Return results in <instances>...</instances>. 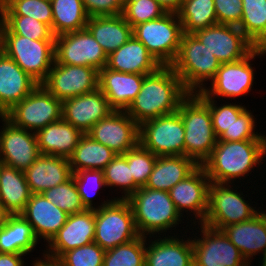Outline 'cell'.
Wrapping results in <instances>:
<instances>
[{
  "label": "cell",
  "instance_id": "ac0fdd59",
  "mask_svg": "<svg viewBox=\"0 0 266 266\" xmlns=\"http://www.w3.org/2000/svg\"><path fill=\"white\" fill-rule=\"evenodd\" d=\"M86 134L117 154H124L139 144V125L126 111L113 110Z\"/></svg>",
  "mask_w": 266,
  "mask_h": 266
},
{
  "label": "cell",
  "instance_id": "f5cc1de1",
  "mask_svg": "<svg viewBox=\"0 0 266 266\" xmlns=\"http://www.w3.org/2000/svg\"><path fill=\"white\" fill-rule=\"evenodd\" d=\"M166 12L177 13L184 0H156Z\"/></svg>",
  "mask_w": 266,
  "mask_h": 266
},
{
  "label": "cell",
  "instance_id": "ee69618b",
  "mask_svg": "<svg viewBox=\"0 0 266 266\" xmlns=\"http://www.w3.org/2000/svg\"><path fill=\"white\" fill-rule=\"evenodd\" d=\"M166 13L156 0H126L122 15L133 28L138 24L158 19Z\"/></svg>",
  "mask_w": 266,
  "mask_h": 266
},
{
  "label": "cell",
  "instance_id": "d6986e66",
  "mask_svg": "<svg viewBox=\"0 0 266 266\" xmlns=\"http://www.w3.org/2000/svg\"><path fill=\"white\" fill-rule=\"evenodd\" d=\"M94 238L95 209L71 214L65 225L48 243L47 251L44 250L42 257L56 261L64 252L90 244Z\"/></svg>",
  "mask_w": 266,
  "mask_h": 266
},
{
  "label": "cell",
  "instance_id": "4dcf8cb0",
  "mask_svg": "<svg viewBox=\"0 0 266 266\" xmlns=\"http://www.w3.org/2000/svg\"><path fill=\"white\" fill-rule=\"evenodd\" d=\"M86 29L109 55L132 36V27L123 15L89 17Z\"/></svg>",
  "mask_w": 266,
  "mask_h": 266
},
{
  "label": "cell",
  "instance_id": "8992f818",
  "mask_svg": "<svg viewBox=\"0 0 266 266\" xmlns=\"http://www.w3.org/2000/svg\"><path fill=\"white\" fill-rule=\"evenodd\" d=\"M0 50L41 84L55 61V40H31L11 33L0 22Z\"/></svg>",
  "mask_w": 266,
  "mask_h": 266
},
{
  "label": "cell",
  "instance_id": "30bf717a",
  "mask_svg": "<svg viewBox=\"0 0 266 266\" xmlns=\"http://www.w3.org/2000/svg\"><path fill=\"white\" fill-rule=\"evenodd\" d=\"M4 116L15 126L36 132L62 119V101L39 84Z\"/></svg>",
  "mask_w": 266,
  "mask_h": 266
},
{
  "label": "cell",
  "instance_id": "7c38bea8",
  "mask_svg": "<svg viewBox=\"0 0 266 266\" xmlns=\"http://www.w3.org/2000/svg\"><path fill=\"white\" fill-rule=\"evenodd\" d=\"M266 52L260 47H255L243 59L223 63L211 80L210 88L204 87L202 91L195 93L199 98H216L218 96L227 98H236L245 96L250 92L254 82V70L250 60L256 56L265 55ZM216 96V97H215Z\"/></svg>",
  "mask_w": 266,
  "mask_h": 266
},
{
  "label": "cell",
  "instance_id": "44dd1931",
  "mask_svg": "<svg viewBox=\"0 0 266 266\" xmlns=\"http://www.w3.org/2000/svg\"><path fill=\"white\" fill-rule=\"evenodd\" d=\"M112 111L107 98L99 88L62 101V118L83 134Z\"/></svg>",
  "mask_w": 266,
  "mask_h": 266
},
{
  "label": "cell",
  "instance_id": "7bdbcfd3",
  "mask_svg": "<svg viewBox=\"0 0 266 266\" xmlns=\"http://www.w3.org/2000/svg\"><path fill=\"white\" fill-rule=\"evenodd\" d=\"M122 155L127 159L134 183L139 188L144 187L158 156L145 149L140 143Z\"/></svg>",
  "mask_w": 266,
  "mask_h": 266
},
{
  "label": "cell",
  "instance_id": "74e56055",
  "mask_svg": "<svg viewBox=\"0 0 266 266\" xmlns=\"http://www.w3.org/2000/svg\"><path fill=\"white\" fill-rule=\"evenodd\" d=\"M0 16H29L47 24L52 31V4L50 0H5Z\"/></svg>",
  "mask_w": 266,
  "mask_h": 266
},
{
  "label": "cell",
  "instance_id": "4fadbf2b",
  "mask_svg": "<svg viewBox=\"0 0 266 266\" xmlns=\"http://www.w3.org/2000/svg\"><path fill=\"white\" fill-rule=\"evenodd\" d=\"M55 62L103 69L108 55L85 28L55 37Z\"/></svg>",
  "mask_w": 266,
  "mask_h": 266
},
{
  "label": "cell",
  "instance_id": "d4e9b609",
  "mask_svg": "<svg viewBox=\"0 0 266 266\" xmlns=\"http://www.w3.org/2000/svg\"><path fill=\"white\" fill-rule=\"evenodd\" d=\"M25 178L32 194H42L72 177L69 159L40 154L25 171Z\"/></svg>",
  "mask_w": 266,
  "mask_h": 266
},
{
  "label": "cell",
  "instance_id": "cb8c5ba5",
  "mask_svg": "<svg viewBox=\"0 0 266 266\" xmlns=\"http://www.w3.org/2000/svg\"><path fill=\"white\" fill-rule=\"evenodd\" d=\"M21 215L31 224L37 239L49 243L65 225L68 214L42 194H32Z\"/></svg>",
  "mask_w": 266,
  "mask_h": 266
},
{
  "label": "cell",
  "instance_id": "1f68e13d",
  "mask_svg": "<svg viewBox=\"0 0 266 266\" xmlns=\"http://www.w3.org/2000/svg\"><path fill=\"white\" fill-rule=\"evenodd\" d=\"M38 242L31 224L21 214L10 215L0 226V253L27 255Z\"/></svg>",
  "mask_w": 266,
  "mask_h": 266
},
{
  "label": "cell",
  "instance_id": "277c9868",
  "mask_svg": "<svg viewBox=\"0 0 266 266\" xmlns=\"http://www.w3.org/2000/svg\"><path fill=\"white\" fill-rule=\"evenodd\" d=\"M177 112L184 124L185 156L202 165L217 143L210 109L195 93H190Z\"/></svg>",
  "mask_w": 266,
  "mask_h": 266
},
{
  "label": "cell",
  "instance_id": "d590c367",
  "mask_svg": "<svg viewBox=\"0 0 266 266\" xmlns=\"http://www.w3.org/2000/svg\"><path fill=\"white\" fill-rule=\"evenodd\" d=\"M177 15L187 34L218 23L214 0H184Z\"/></svg>",
  "mask_w": 266,
  "mask_h": 266
},
{
  "label": "cell",
  "instance_id": "f35d334b",
  "mask_svg": "<svg viewBox=\"0 0 266 266\" xmlns=\"http://www.w3.org/2000/svg\"><path fill=\"white\" fill-rule=\"evenodd\" d=\"M147 237L136 239L105 251L103 266H145Z\"/></svg>",
  "mask_w": 266,
  "mask_h": 266
},
{
  "label": "cell",
  "instance_id": "f1b7e54d",
  "mask_svg": "<svg viewBox=\"0 0 266 266\" xmlns=\"http://www.w3.org/2000/svg\"><path fill=\"white\" fill-rule=\"evenodd\" d=\"M40 154L69 158L83 133L63 118L35 132Z\"/></svg>",
  "mask_w": 266,
  "mask_h": 266
},
{
  "label": "cell",
  "instance_id": "60d3db41",
  "mask_svg": "<svg viewBox=\"0 0 266 266\" xmlns=\"http://www.w3.org/2000/svg\"><path fill=\"white\" fill-rule=\"evenodd\" d=\"M103 171L106 186H116L123 191L119 199H127L139 189L134 183L127 159L122 154H117Z\"/></svg>",
  "mask_w": 266,
  "mask_h": 266
},
{
  "label": "cell",
  "instance_id": "8fae6325",
  "mask_svg": "<svg viewBox=\"0 0 266 266\" xmlns=\"http://www.w3.org/2000/svg\"><path fill=\"white\" fill-rule=\"evenodd\" d=\"M185 131L178 112L147 120L139 126V143L156 156H185Z\"/></svg>",
  "mask_w": 266,
  "mask_h": 266
},
{
  "label": "cell",
  "instance_id": "4316f807",
  "mask_svg": "<svg viewBox=\"0 0 266 266\" xmlns=\"http://www.w3.org/2000/svg\"><path fill=\"white\" fill-rule=\"evenodd\" d=\"M164 234L163 238L149 240L150 244L146 241L145 266H194L192 238L185 240Z\"/></svg>",
  "mask_w": 266,
  "mask_h": 266
},
{
  "label": "cell",
  "instance_id": "9c48e42d",
  "mask_svg": "<svg viewBox=\"0 0 266 266\" xmlns=\"http://www.w3.org/2000/svg\"><path fill=\"white\" fill-rule=\"evenodd\" d=\"M236 191L229 183L211 182L204 225L222 230L228 225L248 221L260 212L244 200L241 191Z\"/></svg>",
  "mask_w": 266,
  "mask_h": 266
},
{
  "label": "cell",
  "instance_id": "484cf974",
  "mask_svg": "<svg viewBox=\"0 0 266 266\" xmlns=\"http://www.w3.org/2000/svg\"><path fill=\"white\" fill-rule=\"evenodd\" d=\"M227 238L250 262L253 256L266 253V212L260 211L252 219L228 225L222 229ZM251 258V259H250Z\"/></svg>",
  "mask_w": 266,
  "mask_h": 266
},
{
  "label": "cell",
  "instance_id": "8d00e7d4",
  "mask_svg": "<svg viewBox=\"0 0 266 266\" xmlns=\"http://www.w3.org/2000/svg\"><path fill=\"white\" fill-rule=\"evenodd\" d=\"M242 19L238 28L255 46L266 42V0H242Z\"/></svg>",
  "mask_w": 266,
  "mask_h": 266
},
{
  "label": "cell",
  "instance_id": "11a10c76",
  "mask_svg": "<svg viewBox=\"0 0 266 266\" xmlns=\"http://www.w3.org/2000/svg\"><path fill=\"white\" fill-rule=\"evenodd\" d=\"M9 216H10V213L5 209V207L3 206L0 200V226L6 222Z\"/></svg>",
  "mask_w": 266,
  "mask_h": 266
},
{
  "label": "cell",
  "instance_id": "816d5d0a",
  "mask_svg": "<svg viewBox=\"0 0 266 266\" xmlns=\"http://www.w3.org/2000/svg\"><path fill=\"white\" fill-rule=\"evenodd\" d=\"M24 254L0 253V266H24Z\"/></svg>",
  "mask_w": 266,
  "mask_h": 266
},
{
  "label": "cell",
  "instance_id": "52a82bcc",
  "mask_svg": "<svg viewBox=\"0 0 266 266\" xmlns=\"http://www.w3.org/2000/svg\"><path fill=\"white\" fill-rule=\"evenodd\" d=\"M139 233L129 202L118 197L104 200L95 209V238L104 251L136 239Z\"/></svg>",
  "mask_w": 266,
  "mask_h": 266
},
{
  "label": "cell",
  "instance_id": "5b68a950",
  "mask_svg": "<svg viewBox=\"0 0 266 266\" xmlns=\"http://www.w3.org/2000/svg\"><path fill=\"white\" fill-rule=\"evenodd\" d=\"M221 63L193 34L183 33L178 54L170 65L189 93H198L212 80Z\"/></svg>",
  "mask_w": 266,
  "mask_h": 266
},
{
  "label": "cell",
  "instance_id": "603a6c76",
  "mask_svg": "<svg viewBox=\"0 0 266 266\" xmlns=\"http://www.w3.org/2000/svg\"><path fill=\"white\" fill-rule=\"evenodd\" d=\"M145 75L123 73L106 66L99 70L98 88L116 111H126L141 90Z\"/></svg>",
  "mask_w": 266,
  "mask_h": 266
},
{
  "label": "cell",
  "instance_id": "3957f363",
  "mask_svg": "<svg viewBox=\"0 0 266 266\" xmlns=\"http://www.w3.org/2000/svg\"><path fill=\"white\" fill-rule=\"evenodd\" d=\"M126 200L131 206L134 223L141 236L152 237L154 234L167 232L182 221L183 216L167 191L152 190L144 186Z\"/></svg>",
  "mask_w": 266,
  "mask_h": 266
},
{
  "label": "cell",
  "instance_id": "9a60e30c",
  "mask_svg": "<svg viewBox=\"0 0 266 266\" xmlns=\"http://www.w3.org/2000/svg\"><path fill=\"white\" fill-rule=\"evenodd\" d=\"M99 71L93 67L59 64L54 61L41 83L61 101L92 92L98 88Z\"/></svg>",
  "mask_w": 266,
  "mask_h": 266
},
{
  "label": "cell",
  "instance_id": "7402d4cb",
  "mask_svg": "<svg viewBox=\"0 0 266 266\" xmlns=\"http://www.w3.org/2000/svg\"><path fill=\"white\" fill-rule=\"evenodd\" d=\"M39 83L0 50V116L29 95Z\"/></svg>",
  "mask_w": 266,
  "mask_h": 266
},
{
  "label": "cell",
  "instance_id": "7dc6e473",
  "mask_svg": "<svg viewBox=\"0 0 266 266\" xmlns=\"http://www.w3.org/2000/svg\"><path fill=\"white\" fill-rule=\"evenodd\" d=\"M82 203L86 209H96L92 203L98 189L106 187L103 170H80L72 174ZM91 185V186H90ZM92 189V190H91ZM92 191V192H91Z\"/></svg>",
  "mask_w": 266,
  "mask_h": 266
},
{
  "label": "cell",
  "instance_id": "2e32d148",
  "mask_svg": "<svg viewBox=\"0 0 266 266\" xmlns=\"http://www.w3.org/2000/svg\"><path fill=\"white\" fill-rule=\"evenodd\" d=\"M193 35L221 64L239 61L255 48L238 26L234 25L217 23Z\"/></svg>",
  "mask_w": 266,
  "mask_h": 266
},
{
  "label": "cell",
  "instance_id": "680465c9",
  "mask_svg": "<svg viewBox=\"0 0 266 266\" xmlns=\"http://www.w3.org/2000/svg\"><path fill=\"white\" fill-rule=\"evenodd\" d=\"M2 165H3V162L0 160V171H1Z\"/></svg>",
  "mask_w": 266,
  "mask_h": 266
},
{
  "label": "cell",
  "instance_id": "6da1fadb",
  "mask_svg": "<svg viewBox=\"0 0 266 266\" xmlns=\"http://www.w3.org/2000/svg\"><path fill=\"white\" fill-rule=\"evenodd\" d=\"M189 94L171 66H160L145 75L141 90L126 113L140 126L147 120L177 112Z\"/></svg>",
  "mask_w": 266,
  "mask_h": 266
},
{
  "label": "cell",
  "instance_id": "6f0895ef",
  "mask_svg": "<svg viewBox=\"0 0 266 266\" xmlns=\"http://www.w3.org/2000/svg\"><path fill=\"white\" fill-rule=\"evenodd\" d=\"M260 48L266 52V42Z\"/></svg>",
  "mask_w": 266,
  "mask_h": 266
},
{
  "label": "cell",
  "instance_id": "7a4b0ae2",
  "mask_svg": "<svg viewBox=\"0 0 266 266\" xmlns=\"http://www.w3.org/2000/svg\"><path fill=\"white\" fill-rule=\"evenodd\" d=\"M266 155V140L220 141L202 163L208 178L232 185L237 178L249 176ZM248 174V175H247ZM233 181V182H232ZM232 182V183H231Z\"/></svg>",
  "mask_w": 266,
  "mask_h": 266
},
{
  "label": "cell",
  "instance_id": "83f0119b",
  "mask_svg": "<svg viewBox=\"0 0 266 266\" xmlns=\"http://www.w3.org/2000/svg\"><path fill=\"white\" fill-rule=\"evenodd\" d=\"M161 65L133 35L108 55L106 67L123 73L150 74Z\"/></svg>",
  "mask_w": 266,
  "mask_h": 266
},
{
  "label": "cell",
  "instance_id": "681fc988",
  "mask_svg": "<svg viewBox=\"0 0 266 266\" xmlns=\"http://www.w3.org/2000/svg\"><path fill=\"white\" fill-rule=\"evenodd\" d=\"M217 21L220 24L239 26L242 19V0H214Z\"/></svg>",
  "mask_w": 266,
  "mask_h": 266
},
{
  "label": "cell",
  "instance_id": "91938a15",
  "mask_svg": "<svg viewBox=\"0 0 266 266\" xmlns=\"http://www.w3.org/2000/svg\"><path fill=\"white\" fill-rule=\"evenodd\" d=\"M5 0H0V8H1V4L4 2Z\"/></svg>",
  "mask_w": 266,
  "mask_h": 266
},
{
  "label": "cell",
  "instance_id": "bcb514c9",
  "mask_svg": "<svg viewBox=\"0 0 266 266\" xmlns=\"http://www.w3.org/2000/svg\"><path fill=\"white\" fill-rule=\"evenodd\" d=\"M105 251L94 241L64 252L56 261L61 266H103Z\"/></svg>",
  "mask_w": 266,
  "mask_h": 266
},
{
  "label": "cell",
  "instance_id": "d6a6232c",
  "mask_svg": "<svg viewBox=\"0 0 266 266\" xmlns=\"http://www.w3.org/2000/svg\"><path fill=\"white\" fill-rule=\"evenodd\" d=\"M31 195L24 171L3 164L0 171V200L10 215L21 214Z\"/></svg>",
  "mask_w": 266,
  "mask_h": 266
},
{
  "label": "cell",
  "instance_id": "836d02e7",
  "mask_svg": "<svg viewBox=\"0 0 266 266\" xmlns=\"http://www.w3.org/2000/svg\"><path fill=\"white\" fill-rule=\"evenodd\" d=\"M116 155L112 149L83 134L68 159L74 173L80 170H104Z\"/></svg>",
  "mask_w": 266,
  "mask_h": 266
},
{
  "label": "cell",
  "instance_id": "db71d44e",
  "mask_svg": "<svg viewBox=\"0 0 266 266\" xmlns=\"http://www.w3.org/2000/svg\"><path fill=\"white\" fill-rule=\"evenodd\" d=\"M33 266H61L57 261L49 260V259H36L33 263Z\"/></svg>",
  "mask_w": 266,
  "mask_h": 266
},
{
  "label": "cell",
  "instance_id": "ffe728a7",
  "mask_svg": "<svg viewBox=\"0 0 266 266\" xmlns=\"http://www.w3.org/2000/svg\"><path fill=\"white\" fill-rule=\"evenodd\" d=\"M211 184L204 168L199 165L184 180L177 183L169 191L170 197L178 212L183 216L185 212H192L196 225L202 224L208 211L209 186ZM183 211V213H182ZM197 217V218H196Z\"/></svg>",
  "mask_w": 266,
  "mask_h": 266
},
{
  "label": "cell",
  "instance_id": "ab89813d",
  "mask_svg": "<svg viewBox=\"0 0 266 266\" xmlns=\"http://www.w3.org/2000/svg\"><path fill=\"white\" fill-rule=\"evenodd\" d=\"M1 23L13 34L31 40H55L51 28L29 16H0Z\"/></svg>",
  "mask_w": 266,
  "mask_h": 266
},
{
  "label": "cell",
  "instance_id": "e575fe53",
  "mask_svg": "<svg viewBox=\"0 0 266 266\" xmlns=\"http://www.w3.org/2000/svg\"><path fill=\"white\" fill-rule=\"evenodd\" d=\"M52 4V33L55 37L83 30L89 15L82 0H50Z\"/></svg>",
  "mask_w": 266,
  "mask_h": 266
},
{
  "label": "cell",
  "instance_id": "c3c4849f",
  "mask_svg": "<svg viewBox=\"0 0 266 266\" xmlns=\"http://www.w3.org/2000/svg\"><path fill=\"white\" fill-rule=\"evenodd\" d=\"M254 115L245 110L233 123L230 129L218 138L220 141L266 140V135L255 132Z\"/></svg>",
  "mask_w": 266,
  "mask_h": 266
},
{
  "label": "cell",
  "instance_id": "b9f144b4",
  "mask_svg": "<svg viewBox=\"0 0 266 266\" xmlns=\"http://www.w3.org/2000/svg\"><path fill=\"white\" fill-rule=\"evenodd\" d=\"M42 195L68 215L86 210L73 176L66 182L47 189Z\"/></svg>",
  "mask_w": 266,
  "mask_h": 266
},
{
  "label": "cell",
  "instance_id": "f907efd6",
  "mask_svg": "<svg viewBox=\"0 0 266 266\" xmlns=\"http://www.w3.org/2000/svg\"><path fill=\"white\" fill-rule=\"evenodd\" d=\"M89 17L116 16L124 11L123 0H82Z\"/></svg>",
  "mask_w": 266,
  "mask_h": 266
},
{
  "label": "cell",
  "instance_id": "9f6ffc18",
  "mask_svg": "<svg viewBox=\"0 0 266 266\" xmlns=\"http://www.w3.org/2000/svg\"><path fill=\"white\" fill-rule=\"evenodd\" d=\"M262 256V261H261V266H266V253H264L263 255H261Z\"/></svg>",
  "mask_w": 266,
  "mask_h": 266
},
{
  "label": "cell",
  "instance_id": "f546056e",
  "mask_svg": "<svg viewBox=\"0 0 266 266\" xmlns=\"http://www.w3.org/2000/svg\"><path fill=\"white\" fill-rule=\"evenodd\" d=\"M198 166L192 158L186 156H158L145 187L169 192L172 187L184 180Z\"/></svg>",
  "mask_w": 266,
  "mask_h": 266
},
{
  "label": "cell",
  "instance_id": "5bb4252c",
  "mask_svg": "<svg viewBox=\"0 0 266 266\" xmlns=\"http://www.w3.org/2000/svg\"><path fill=\"white\" fill-rule=\"evenodd\" d=\"M200 237L192 239L194 266H250L222 230L200 225ZM197 238V239H196Z\"/></svg>",
  "mask_w": 266,
  "mask_h": 266
},
{
  "label": "cell",
  "instance_id": "e0dca14e",
  "mask_svg": "<svg viewBox=\"0 0 266 266\" xmlns=\"http://www.w3.org/2000/svg\"><path fill=\"white\" fill-rule=\"evenodd\" d=\"M0 119L4 122L0 129V160L9 167L25 171L40 155L35 132L15 126L5 116Z\"/></svg>",
  "mask_w": 266,
  "mask_h": 266
},
{
  "label": "cell",
  "instance_id": "f6af8a7d",
  "mask_svg": "<svg viewBox=\"0 0 266 266\" xmlns=\"http://www.w3.org/2000/svg\"><path fill=\"white\" fill-rule=\"evenodd\" d=\"M210 109L212 125L217 139L230 129L237 118L247 109L246 107L237 104H223L217 106L214 98H200ZM216 101V102H215Z\"/></svg>",
  "mask_w": 266,
  "mask_h": 266
},
{
  "label": "cell",
  "instance_id": "ba28073f",
  "mask_svg": "<svg viewBox=\"0 0 266 266\" xmlns=\"http://www.w3.org/2000/svg\"><path fill=\"white\" fill-rule=\"evenodd\" d=\"M132 35L161 66H170L178 54L183 29L177 13L167 12L158 19L134 26Z\"/></svg>",
  "mask_w": 266,
  "mask_h": 266
}]
</instances>
